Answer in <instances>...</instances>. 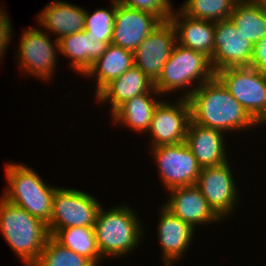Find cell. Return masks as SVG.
Instances as JSON below:
<instances>
[{
  "mask_svg": "<svg viewBox=\"0 0 266 266\" xmlns=\"http://www.w3.org/2000/svg\"><path fill=\"white\" fill-rule=\"evenodd\" d=\"M191 120L199 125L234 134L259 128V124L214 76L188 97Z\"/></svg>",
  "mask_w": 266,
  "mask_h": 266,
  "instance_id": "6da1fadb",
  "label": "cell"
},
{
  "mask_svg": "<svg viewBox=\"0 0 266 266\" xmlns=\"http://www.w3.org/2000/svg\"><path fill=\"white\" fill-rule=\"evenodd\" d=\"M104 208L106 207L100 206L94 225L101 257L106 261L113 257L124 258L144 242V223L130 204L119 203L107 210Z\"/></svg>",
  "mask_w": 266,
  "mask_h": 266,
  "instance_id": "7a4b0ae2",
  "label": "cell"
},
{
  "mask_svg": "<svg viewBox=\"0 0 266 266\" xmlns=\"http://www.w3.org/2000/svg\"><path fill=\"white\" fill-rule=\"evenodd\" d=\"M0 233L24 266H33L50 237L47 224L0 197Z\"/></svg>",
  "mask_w": 266,
  "mask_h": 266,
  "instance_id": "3957f363",
  "label": "cell"
},
{
  "mask_svg": "<svg viewBox=\"0 0 266 266\" xmlns=\"http://www.w3.org/2000/svg\"><path fill=\"white\" fill-rule=\"evenodd\" d=\"M4 167L7 186L1 196L48 225L51 219L53 196L59 186L47 184L25 163L6 162Z\"/></svg>",
  "mask_w": 266,
  "mask_h": 266,
  "instance_id": "277c9868",
  "label": "cell"
},
{
  "mask_svg": "<svg viewBox=\"0 0 266 266\" xmlns=\"http://www.w3.org/2000/svg\"><path fill=\"white\" fill-rule=\"evenodd\" d=\"M214 76L215 72L208 56L176 43L154 87L163 98L169 97L168 93L175 94L178 90L185 92L180 93V98H188Z\"/></svg>",
  "mask_w": 266,
  "mask_h": 266,
  "instance_id": "5b68a950",
  "label": "cell"
},
{
  "mask_svg": "<svg viewBox=\"0 0 266 266\" xmlns=\"http://www.w3.org/2000/svg\"><path fill=\"white\" fill-rule=\"evenodd\" d=\"M31 27V28H30ZM23 29L19 39V46L15 54L17 57L18 69L25 76L41 79L44 83L50 82L55 73L59 60L58 40H54L48 33L38 28L30 26Z\"/></svg>",
  "mask_w": 266,
  "mask_h": 266,
  "instance_id": "8992f818",
  "label": "cell"
},
{
  "mask_svg": "<svg viewBox=\"0 0 266 266\" xmlns=\"http://www.w3.org/2000/svg\"><path fill=\"white\" fill-rule=\"evenodd\" d=\"M215 76L260 125H266V73L249 66L226 67Z\"/></svg>",
  "mask_w": 266,
  "mask_h": 266,
  "instance_id": "52a82bcc",
  "label": "cell"
},
{
  "mask_svg": "<svg viewBox=\"0 0 266 266\" xmlns=\"http://www.w3.org/2000/svg\"><path fill=\"white\" fill-rule=\"evenodd\" d=\"M149 151L165 191L196 185L201 167L185 142L160 145L150 148Z\"/></svg>",
  "mask_w": 266,
  "mask_h": 266,
  "instance_id": "ba28073f",
  "label": "cell"
},
{
  "mask_svg": "<svg viewBox=\"0 0 266 266\" xmlns=\"http://www.w3.org/2000/svg\"><path fill=\"white\" fill-rule=\"evenodd\" d=\"M98 198L78 189L58 187L52 201L48 229L94 227L100 206Z\"/></svg>",
  "mask_w": 266,
  "mask_h": 266,
  "instance_id": "9c48e42d",
  "label": "cell"
},
{
  "mask_svg": "<svg viewBox=\"0 0 266 266\" xmlns=\"http://www.w3.org/2000/svg\"><path fill=\"white\" fill-rule=\"evenodd\" d=\"M230 164V161H227L221 165L201 168L196 183L208 205L223 222L227 217L231 218L238 205L240 207L239 200L242 197Z\"/></svg>",
  "mask_w": 266,
  "mask_h": 266,
  "instance_id": "30bf717a",
  "label": "cell"
},
{
  "mask_svg": "<svg viewBox=\"0 0 266 266\" xmlns=\"http://www.w3.org/2000/svg\"><path fill=\"white\" fill-rule=\"evenodd\" d=\"M178 99V100H177ZM162 99L156 106L147 131L149 148L185 142L191 109L188 98Z\"/></svg>",
  "mask_w": 266,
  "mask_h": 266,
  "instance_id": "8fae6325",
  "label": "cell"
},
{
  "mask_svg": "<svg viewBox=\"0 0 266 266\" xmlns=\"http://www.w3.org/2000/svg\"><path fill=\"white\" fill-rule=\"evenodd\" d=\"M176 43L173 23L170 20L162 21L133 52L134 65L155 83Z\"/></svg>",
  "mask_w": 266,
  "mask_h": 266,
  "instance_id": "7c38bea8",
  "label": "cell"
},
{
  "mask_svg": "<svg viewBox=\"0 0 266 266\" xmlns=\"http://www.w3.org/2000/svg\"><path fill=\"white\" fill-rule=\"evenodd\" d=\"M254 44L236 30L231 19L215 22L214 50L210 58L214 72L226 67L249 66Z\"/></svg>",
  "mask_w": 266,
  "mask_h": 266,
  "instance_id": "4fadbf2b",
  "label": "cell"
},
{
  "mask_svg": "<svg viewBox=\"0 0 266 266\" xmlns=\"http://www.w3.org/2000/svg\"><path fill=\"white\" fill-rule=\"evenodd\" d=\"M157 238L161 247L162 263L166 266H175L179 260H183L191 244L194 242L196 230L173 215L163 205H160Z\"/></svg>",
  "mask_w": 266,
  "mask_h": 266,
  "instance_id": "5bb4252c",
  "label": "cell"
},
{
  "mask_svg": "<svg viewBox=\"0 0 266 266\" xmlns=\"http://www.w3.org/2000/svg\"><path fill=\"white\" fill-rule=\"evenodd\" d=\"M167 194L169 198L162 205L195 230L197 226L223 221L208 205L196 185L172 188Z\"/></svg>",
  "mask_w": 266,
  "mask_h": 266,
  "instance_id": "9a60e30c",
  "label": "cell"
},
{
  "mask_svg": "<svg viewBox=\"0 0 266 266\" xmlns=\"http://www.w3.org/2000/svg\"><path fill=\"white\" fill-rule=\"evenodd\" d=\"M161 22L152 13L128 8L116 1L111 44L134 52Z\"/></svg>",
  "mask_w": 266,
  "mask_h": 266,
  "instance_id": "2e32d148",
  "label": "cell"
},
{
  "mask_svg": "<svg viewBox=\"0 0 266 266\" xmlns=\"http://www.w3.org/2000/svg\"><path fill=\"white\" fill-rule=\"evenodd\" d=\"M225 134L190 121L185 143L201 168L221 165L230 160Z\"/></svg>",
  "mask_w": 266,
  "mask_h": 266,
  "instance_id": "e0dca14e",
  "label": "cell"
},
{
  "mask_svg": "<svg viewBox=\"0 0 266 266\" xmlns=\"http://www.w3.org/2000/svg\"><path fill=\"white\" fill-rule=\"evenodd\" d=\"M108 44L96 42L86 30H82L58 39L59 54L69 59L68 69H72L81 77L92 67L106 51Z\"/></svg>",
  "mask_w": 266,
  "mask_h": 266,
  "instance_id": "ac0fdd59",
  "label": "cell"
},
{
  "mask_svg": "<svg viewBox=\"0 0 266 266\" xmlns=\"http://www.w3.org/2000/svg\"><path fill=\"white\" fill-rule=\"evenodd\" d=\"M154 82L135 65L118 78L108 83L96 96L92 97L100 104H108L110 115L126 100L154 89Z\"/></svg>",
  "mask_w": 266,
  "mask_h": 266,
  "instance_id": "d6986e66",
  "label": "cell"
},
{
  "mask_svg": "<svg viewBox=\"0 0 266 266\" xmlns=\"http://www.w3.org/2000/svg\"><path fill=\"white\" fill-rule=\"evenodd\" d=\"M49 4V5H48ZM36 15L39 27L56 39L84 30L85 7L62 0H53Z\"/></svg>",
  "mask_w": 266,
  "mask_h": 266,
  "instance_id": "ffe728a7",
  "label": "cell"
},
{
  "mask_svg": "<svg viewBox=\"0 0 266 266\" xmlns=\"http://www.w3.org/2000/svg\"><path fill=\"white\" fill-rule=\"evenodd\" d=\"M170 21L175 27L178 44L212 57L215 22L191 18L180 9H173Z\"/></svg>",
  "mask_w": 266,
  "mask_h": 266,
  "instance_id": "44dd1931",
  "label": "cell"
},
{
  "mask_svg": "<svg viewBox=\"0 0 266 266\" xmlns=\"http://www.w3.org/2000/svg\"><path fill=\"white\" fill-rule=\"evenodd\" d=\"M162 97L154 88L151 92L126 100L111 114L112 123L121 127L125 125L124 127L134 133L147 135L154 110L163 99Z\"/></svg>",
  "mask_w": 266,
  "mask_h": 266,
  "instance_id": "7402d4cb",
  "label": "cell"
},
{
  "mask_svg": "<svg viewBox=\"0 0 266 266\" xmlns=\"http://www.w3.org/2000/svg\"><path fill=\"white\" fill-rule=\"evenodd\" d=\"M134 66V53L122 47L109 44L106 51L82 77L96 81L95 96L113 79Z\"/></svg>",
  "mask_w": 266,
  "mask_h": 266,
  "instance_id": "603a6c76",
  "label": "cell"
},
{
  "mask_svg": "<svg viewBox=\"0 0 266 266\" xmlns=\"http://www.w3.org/2000/svg\"><path fill=\"white\" fill-rule=\"evenodd\" d=\"M236 30L255 44L266 36V3L239 0L230 16Z\"/></svg>",
  "mask_w": 266,
  "mask_h": 266,
  "instance_id": "cb8c5ba5",
  "label": "cell"
},
{
  "mask_svg": "<svg viewBox=\"0 0 266 266\" xmlns=\"http://www.w3.org/2000/svg\"><path fill=\"white\" fill-rule=\"evenodd\" d=\"M48 231L60 245L86 257L96 266H101L100 264L105 262L97 245L94 227H68L48 229Z\"/></svg>",
  "mask_w": 266,
  "mask_h": 266,
  "instance_id": "d4e9b609",
  "label": "cell"
},
{
  "mask_svg": "<svg viewBox=\"0 0 266 266\" xmlns=\"http://www.w3.org/2000/svg\"><path fill=\"white\" fill-rule=\"evenodd\" d=\"M239 0H186L178 7L185 15L207 21L230 19Z\"/></svg>",
  "mask_w": 266,
  "mask_h": 266,
  "instance_id": "484cf974",
  "label": "cell"
},
{
  "mask_svg": "<svg viewBox=\"0 0 266 266\" xmlns=\"http://www.w3.org/2000/svg\"><path fill=\"white\" fill-rule=\"evenodd\" d=\"M33 266H96L91 260L60 245L51 236Z\"/></svg>",
  "mask_w": 266,
  "mask_h": 266,
  "instance_id": "4316f807",
  "label": "cell"
},
{
  "mask_svg": "<svg viewBox=\"0 0 266 266\" xmlns=\"http://www.w3.org/2000/svg\"><path fill=\"white\" fill-rule=\"evenodd\" d=\"M110 2L111 9L97 8L93 13L86 9L84 24V30L96 39V42L104 41L108 45L111 44L116 14V2Z\"/></svg>",
  "mask_w": 266,
  "mask_h": 266,
  "instance_id": "83f0119b",
  "label": "cell"
},
{
  "mask_svg": "<svg viewBox=\"0 0 266 266\" xmlns=\"http://www.w3.org/2000/svg\"><path fill=\"white\" fill-rule=\"evenodd\" d=\"M117 2L128 8L152 13L161 21L170 20L174 8L172 0H117Z\"/></svg>",
  "mask_w": 266,
  "mask_h": 266,
  "instance_id": "f1b7e54d",
  "label": "cell"
},
{
  "mask_svg": "<svg viewBox=\"0 0 266 266\" xmlns=\"http://www.w3.org/2000/svg\"><path fill=\"white\" fill-rule=\"evenodd\" d=\"M7 14L6 7L2 5V7H0V63L4 62V59L2 58L8 53L7 50L9 49L8 47L11 45V39L13 38V35H11L13 34L12 29H15L12 28V21Z\"/></svg>",
  "mask_w": 266,
  "mask_h": 266,
  "instance_id": "f546056e",
  "label": "cell"
},
{
  "mask_svg": "<svg viewBox=\"0 0 266 266\" xmlns=\"http://www.w3.org/2000/svg\"><path fill=\"white\" fill-rule=\"evenodd\" d=\"M249 67L266 73V36L254 44Z\"/></svg>",
  "mask_w": 266,
  "mask_h": 266,
  "instance_id": "4dcf8cb0",
  "label": "cell"
},
{
  "mask_svg": "<svg viewBox=\"0 0 266 266\" xmlns=\"http://www.w3.org/2000/svg\"><path fill=\"white\" fill-rule=\"evenodd\" d=\"M252 1L264 2V3H266V0H252Z\"/></svg>",
  "mask_w": 266,
  "mask_h": 266,
  "instance_id": "1f68e13d",
  "label": "cell"
}]
</instances>
